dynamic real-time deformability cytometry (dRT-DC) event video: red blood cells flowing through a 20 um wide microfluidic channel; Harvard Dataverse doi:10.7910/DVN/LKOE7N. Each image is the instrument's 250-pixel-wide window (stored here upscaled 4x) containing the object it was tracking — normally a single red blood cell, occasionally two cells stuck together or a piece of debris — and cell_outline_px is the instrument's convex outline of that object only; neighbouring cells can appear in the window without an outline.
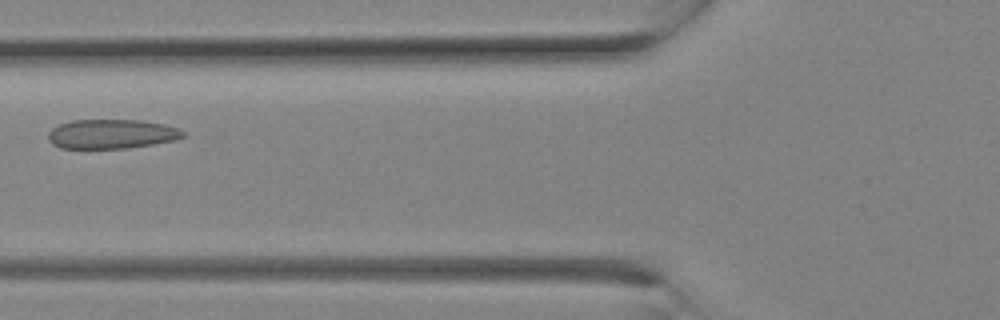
{"species": "Egyptian fruit bat (a non-hibernating species)", "species_latin": "Rousettus aegyptiacus", "temperature_condition": "room temperature", "stored_images_in_passage": 9, "camera_frame_rate_fps": 3000, "um_per_image_px": 0.085, "animal": {"sex": "female"}, "frame": {"image": 1, "passage_image": 8, "time_ms": 2.333, "image_size_px": [1000, 320], "cell_outline_px": [[184, 136], [176, 140], [152, 144], [124, 148], [60, 148], [52, 144], [48, 140], [48, 132], [52, 128], [60, 124], [72, 120], [140, 120], [164, 124], [176, 128], [184, 132]], "centroid_in_image_um": [9.45, 11.39], "position_along_channel_um": 116.4, "area_um2": 22.95}}